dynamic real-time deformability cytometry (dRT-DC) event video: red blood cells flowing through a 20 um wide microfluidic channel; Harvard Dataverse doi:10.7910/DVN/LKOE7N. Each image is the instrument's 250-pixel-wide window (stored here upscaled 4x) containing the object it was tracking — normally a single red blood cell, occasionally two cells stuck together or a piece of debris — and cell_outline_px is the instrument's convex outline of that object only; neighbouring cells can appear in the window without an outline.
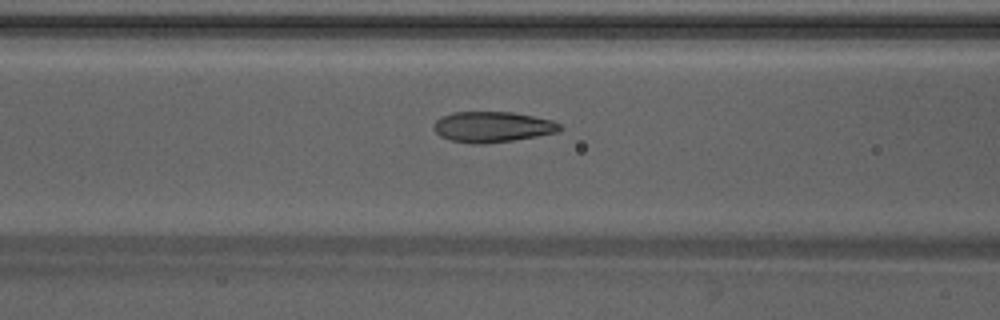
{"species": "Egyptian fruit bat (a non-hibernating species)", "species_latin": "Rousettus aegyptiacus", "temperature_condition": "warm", "stored_images_in_passage": 48, "camera_frame_rate_fps": 3000, "um_per_image_px": 0.085, "animal": {"sex": "male"}, "frame": {"image": 1, "passage_image": 20, "time_ms": 6.333, "image_size_px": [1000, 320], "cell_outline_px": [[564, 128], [556, 132], [536, 136], [512, 140], [484, 144], [472, 144], [448, 140], [440, 136], [432, 128], [432, 124], [440, 116], [452, 112], [512, 112], [552, 120], [560, 124]], "centroid_in_image_um": [41.8, 10.78], "position_along_channel_um": 124.8, "area_um2": 22.66}}
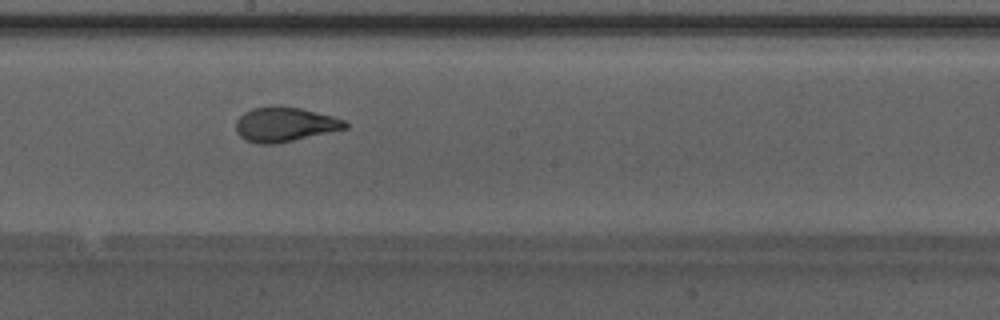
{"frame": {"image": 2, "passage_image": 27, "time_ms": 8.667, "image_size_px": [1000, 320], "cell_outline_px": [[348, 128], [276, 144], [260, 144], [244, 140], [236, 132], [236, 120], [244, 112], [252, 108], [272, 104], [280, 104], [300, 108], [332, 116], [344, 120], [348, 124]], "centroid_in_image_um": [24.17, 10.56], "position_along_channel_um": 224.0, "area_um2": 22.31}}
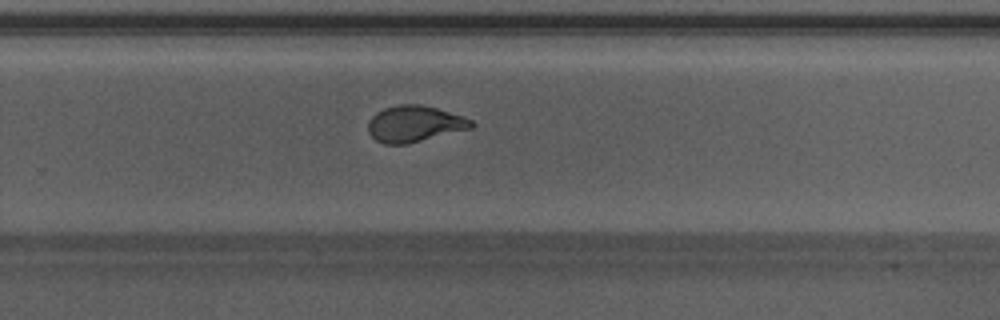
{"frame": {"image": 3, "passage_image": 32, "time_ms": 10.333, "image_size_px": [1000, 320], "cell_outline_px": [[476, 124], [472, 128], [408, 144], [384, 144], [376, 140], [368, 132], [368, 120], [376, 112], [384, 108], [400, 104], [420, 104], [436, 108], [464, 116], [472, 120]], "centroid_in_image_um": [35.24, 10.53], "position_along_channel_um": 294.6, "area_um2": 21.96}, "authors_computed_cell_mechanics": {"area_um2": 22.5709, "velocity_mm_per_s": 4.2573, "shape_relaxation_time_tau1_ms": 4.973, "shape_relaxation_time_tau2_ms": 0.8123, "deformation_change_tau1": 0.1963, "deformation_change_tau2": 0.0674}}